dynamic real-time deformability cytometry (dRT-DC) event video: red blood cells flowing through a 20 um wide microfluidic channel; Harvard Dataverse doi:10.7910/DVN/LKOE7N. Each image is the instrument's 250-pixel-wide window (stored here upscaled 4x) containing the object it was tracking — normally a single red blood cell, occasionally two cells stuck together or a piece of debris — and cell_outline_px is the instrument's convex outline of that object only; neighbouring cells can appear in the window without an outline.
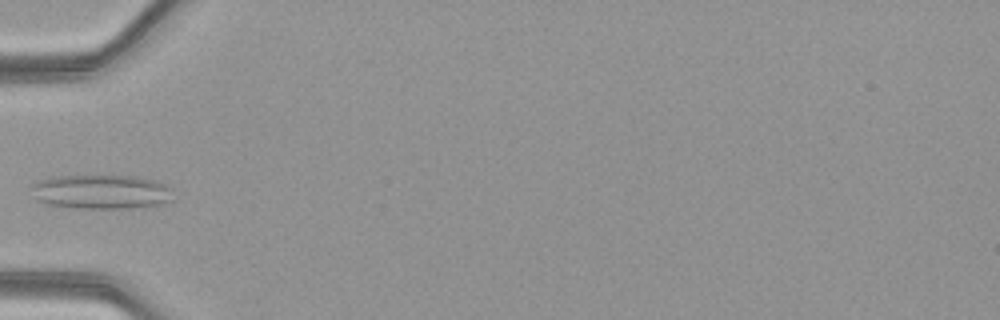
{"species": "common noctule bat (a hibernating species)", "species_latin": "Nyctalus noctula", "temperature_condition": "warm", "stored_images_in_passage": 33, "camera_frame_rate_fps": 3000, "um_per_image_px": 0.085, "animal": {"sex": "female", "body_mass_g": 21.9}, "frame": {"image": 1, "passage_image": 1, "time_ms": 0.0, "image_size_px": [1000, 320], "cell_outline_px": [[172, 200], [164, 204], [132, 208], [76, 208], [48, 204], [36, 200], [32, 188], [32, 184], [36, 180], [48, 176], [136, 176], [156, 180], [172, 188]], "centroid_in_image_um": [8.61, 16.3], "position_along_channel_um": 76.4, "area_um2": 28.67}}
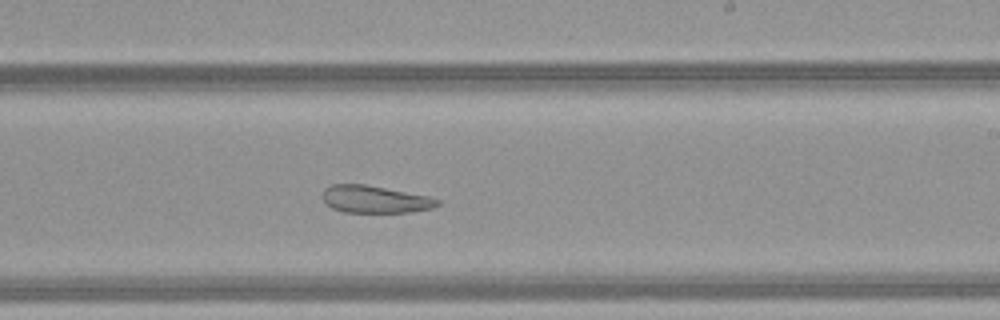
{"frame": {"image": 2, "passage_image": 14, "time_ms": 4.333, "image_size_px": [1000, 320], "cell_outline_px": [[440, 204], [432, 208], [408, 212], [344, 212], [332, 208], [320, 196], [324, 188], [332, 184], [364, 184], [428, 196], [440, 200]], "centroid_in_image_um": [31.84, 16.93], "position_along_channel_um": 257.2, "area_um2": 18.21}}
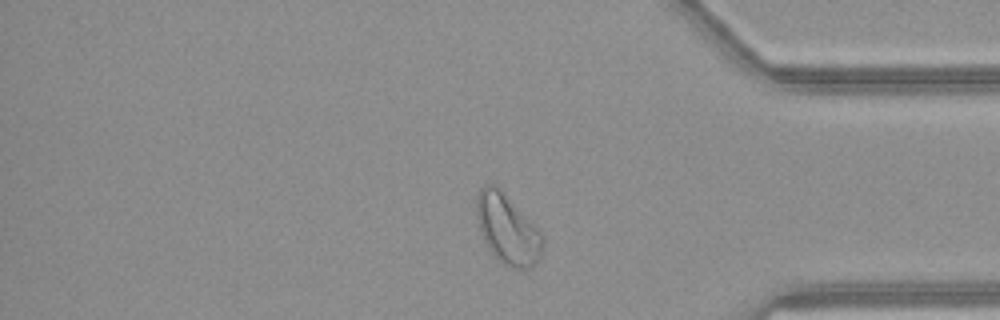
{"frame": {"image": 3, "passage_image": 25, "time_ms": 8.0, "image_size_px": [1000, 320], "cell_outline_px": [[544, 244], [540, 256], [536, 264], [528, 268], [512, 268], [500, 264], [488, 248], [480, 232], [476, 216], [476, 196], [480, 188], [484, 184], [492, 184], [544, 236]], "centroid_in_image_um": [43.1, 19.56], "position_along_channel_um": 392.1, "area_um2": 26.24}}